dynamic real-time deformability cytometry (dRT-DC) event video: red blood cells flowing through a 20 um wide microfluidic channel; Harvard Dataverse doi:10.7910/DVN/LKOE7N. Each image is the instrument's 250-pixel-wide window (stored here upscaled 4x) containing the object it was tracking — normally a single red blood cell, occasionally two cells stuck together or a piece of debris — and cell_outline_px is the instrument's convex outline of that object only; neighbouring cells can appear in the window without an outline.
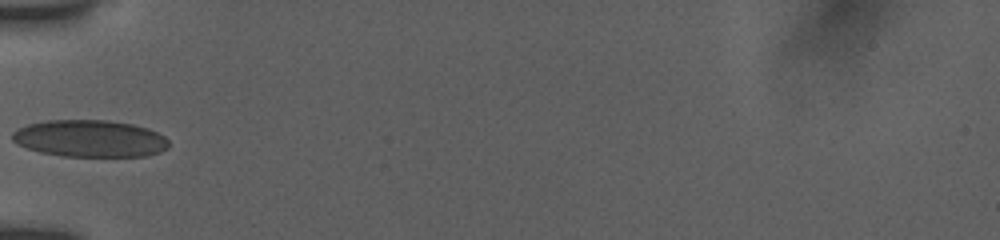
{"species": "human", "species_latin": "Homo sapiens", "temperature_condition": "room temperature", "stored_images_in_passage": 15, "camera_frame_rate_fps": 3000, "um_per_image_px": 0.085, "donor": {"sex": "female"}, "frame": {"image": 1, "passage_image": 1, "time_ms": 0.0, "image_size_px": [1000, 240], "cell_outline_px": [[168, 148], [160, 152], [148, 156], [60, 156], [40, 152], [16, 144], [12, 140], [12, 132], [16, 128], [28, 124], [48, 120], [108, 120], [132, 124], [148, 128], [164, 136], [168, 140]], "centroid_in_image_um": [7.62, 11.77], "position_along_channel_um": 77.4, "area_um2": 33.93}}
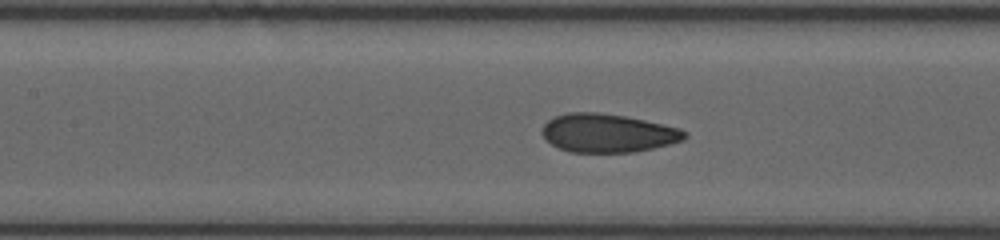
{"frame": {"image": 2, "passage_image": 8, "time_ms": 2.0, "image_size_px": [1000, 240], "cell_outline_px": [[688, 136], [684, 140], [672, 144], [636, 152], [568, 152], [544, 140], [544, 124], [548, 120], [556, 116], [568, 112], [596, 112], [624, 116], [644, 120], [680, 128], [688, 132]], "centroid_in_image_um": [51.71, 11.32], "position_along_channel_um": 155.7, "area_um2": 32.02}}
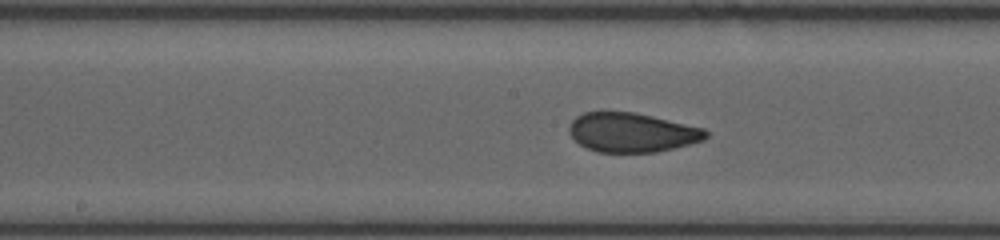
{"frame": {"image": 3, "passage_image": 12, "time_ms": 3.0, "image_size_px": [1000, 240], "cell_outline_px": [[708, 136], [704, 140], [676, 148], [656, 152], [596, 152], [580, 144], [568, 132], [568, 128], [572, 120], [576, 116], [584, 112], [632, 112], [652, 116], [704, 128], [708, 132]], "centroid_in_image_um": [53.72, 11.26], "position_along_channel_um": 194.5, "area_um2": 31.27}}